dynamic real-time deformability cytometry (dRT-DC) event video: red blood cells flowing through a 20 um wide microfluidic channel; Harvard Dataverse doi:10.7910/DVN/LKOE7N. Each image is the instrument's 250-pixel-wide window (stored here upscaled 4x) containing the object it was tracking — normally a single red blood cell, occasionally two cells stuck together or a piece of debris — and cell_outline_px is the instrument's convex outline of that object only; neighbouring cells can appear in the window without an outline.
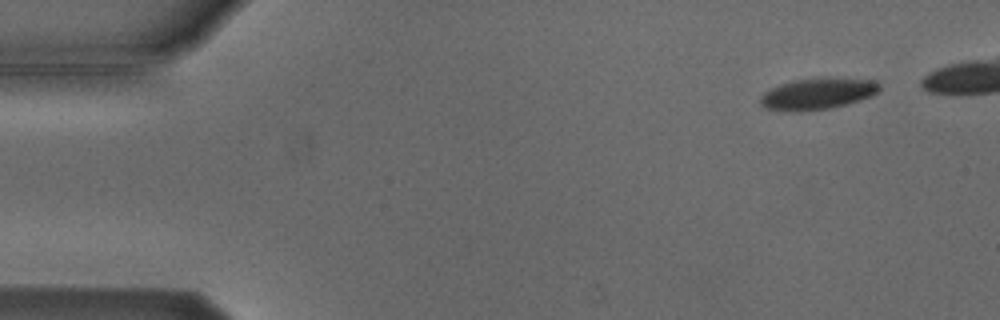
{"species": "Egyptian fruit bat (a non-hibernating species)", "species_latin": "Rousettus aegyptiacus", "temperature_condition": "cold", "stored_images_in_passage": 5, "camera_frame_rate_fps": 3000, "um_per_image_px": 0.085, "animal": {"sex": "male"}, "frame": {"image": 1, "passage_image": 1, "time_ms": 0.0, "image_size_px": [1000, 320], "cell_outline_px": [[880, 88], [872, 96], [860, 100], [828, 108], [804, 112], [788, 112], [764, 108], [760, 104], [760, 96], [764, 92], [780, 84], [792, 80], [828, 76], [876, 80], [880, 84]], "centroid_in_image_um": [69.48, 7.95], "position_along_channel_um": 15.5, "area_um2": 22.31}}